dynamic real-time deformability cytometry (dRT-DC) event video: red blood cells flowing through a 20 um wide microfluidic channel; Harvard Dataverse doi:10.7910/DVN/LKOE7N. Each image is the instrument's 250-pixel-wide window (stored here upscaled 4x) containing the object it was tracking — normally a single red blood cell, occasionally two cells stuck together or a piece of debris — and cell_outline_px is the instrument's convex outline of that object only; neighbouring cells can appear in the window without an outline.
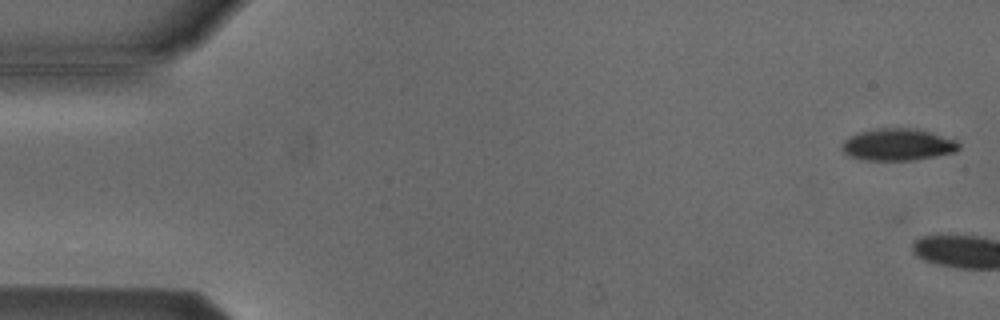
{"species": "Egyptian fruit bat (a non-hibernating species)", "species_latin": "Rousettus aegyptiacus", "temperature_condition": "cold", "stored_images_in_passage": 4, "camera_frame_rate_fps": 3000, "um_per_image_px": 0.085, "animal": {"sex": "male"}, "frame": {"image": 1, "passage_image": 2, "time_ms": 0.333, "image_size_px": [1000, 320], "cell_outline_px": [[960, 148], [956, 152], [936, 156], [912, 160], [860, 160], [848, 156], [840, 148], [844, 140], [848, 136], [860, 132], [880, 128], [916, 128], [956, 140], [960, 144]], "centroid_in_image_um": [76.29, 12.3], "position_along_channel_um": 8.7, "area_um2": 21.91}}